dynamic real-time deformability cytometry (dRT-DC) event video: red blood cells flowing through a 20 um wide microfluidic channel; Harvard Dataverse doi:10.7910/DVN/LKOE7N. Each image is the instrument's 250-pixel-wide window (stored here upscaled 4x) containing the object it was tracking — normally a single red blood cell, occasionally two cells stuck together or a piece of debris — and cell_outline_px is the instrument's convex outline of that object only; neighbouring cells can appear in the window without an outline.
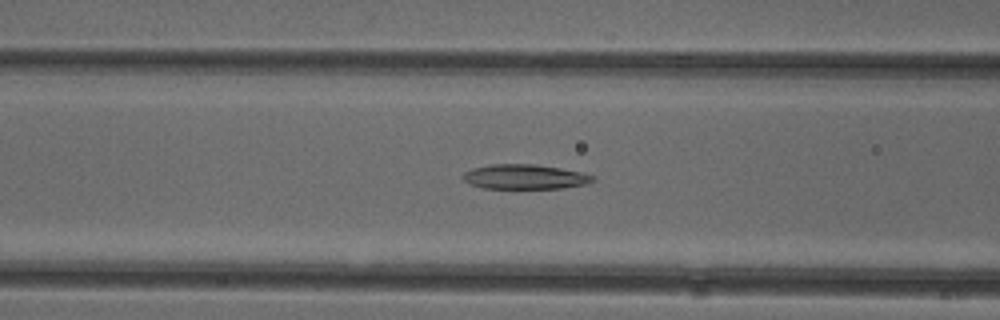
{"species": "common noctule bat (a hibernating species)", "species_latin": "Nyctalus noctula", "temperature_condition": "cold", "stored_images_in_passage": 40, "camera_frame_rate_fps": 3000, "um_per_image_px": 0.085, "animal": {"sex": "female"}, "frame": {"image": 1, "passage_image": 9, "time_ms": 2.667, "image_size_px": [1000, 320], "cell_outline_px": [[596, 180], [584, 184], [564, 188], [484, 188], [472, 184], [464, 180], [460, 176], [464, 172], [472, 168], [492, 164], [536, 164], [560, 168], [580, 172], [596, 176]], "centroid_in_image_um": [44.61, 15.02], "position_along_channel_um": 122.0, "area_um2": 18.67}}
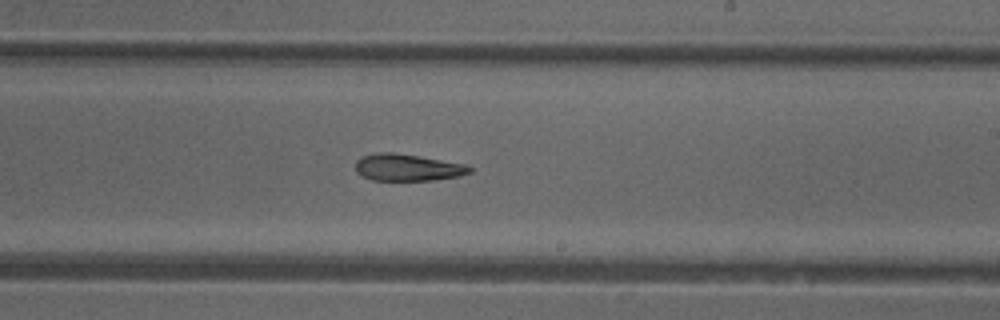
{"frame": {"image": 2, "passage_image": 19, "time_ms": 6.0, "image_size_px": [1000, 320], "cell_outline_px": [[472, 172], [460, 176], [432, 180], [372, 180], [356, 172], [356, 160], [360, 156], [380, 152], [392, 152], [468, 164], [472, 168]], "centroid_in_image_um": [34.66, 14.23], "position_along_channel_um": 254.3, "area_um2": 17.92}}
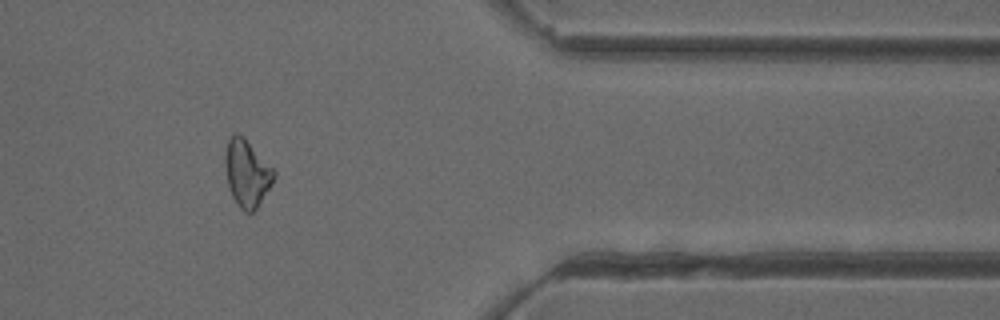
{"frame": {"image": 3, "passage_image": 31, "time_ms": 10.0, "image_size_px": [1000, 320], "cell_outline_px": [[276, 176], [256, 208], [252, 212], [244, 212], [240, 208], [232, 196], [228, 184], [224, 160], [224, 156], [228, 140], [236, 132], [276, 172]], "centroid_in_image_um": [20.96, 14.77], "position_along_channel_um": 390.4, "area_um2": 18.21}, "authors_computed_cell_mechanics": {"area_um2": 19.0162, "velocity_mm_per_s": 3.9695, "shape_relaxation_time_tau1_ms": null, "shape_relaxation_time_tau2_ms": 7.5292, "deformation_change_tau1": null, "deformation_change_tau2": 0.1825}}